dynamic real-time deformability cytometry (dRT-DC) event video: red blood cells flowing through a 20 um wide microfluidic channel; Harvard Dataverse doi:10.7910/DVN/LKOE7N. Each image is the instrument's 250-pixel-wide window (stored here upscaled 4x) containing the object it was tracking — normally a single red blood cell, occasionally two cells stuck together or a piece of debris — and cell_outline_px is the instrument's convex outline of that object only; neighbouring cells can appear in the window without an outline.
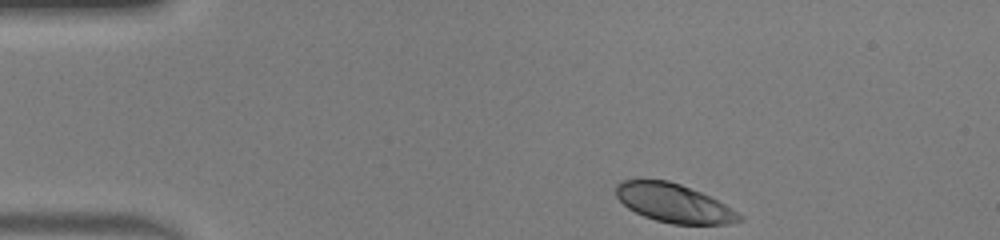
{"species": "human", "species_latin": "Homo sapiens", "temperature_condition": "warm", "stored_images_in_passage": 40, "camera_frame_rate_fps": 3000, "um_per_image_px": 0.085, "donor": {"sex": "male"}, "frame": {"image": 1, "passage_image": 1, "time_ms": 0.0, "image_size_px": [1000, 240], "cell_outline_px": [[744, 220], [728, 224], [672, 224], [656, 220], [644, 216], [628, 208], [616, 196], [616, 184], [624, 180], [668, 180], [680, 184], [700, 192], [724, 204], [744, 216]], "centroid_in_image_um": [57.29, 17.27], "position_along_channel_um": 27.7, "area_um2": 27.51}}
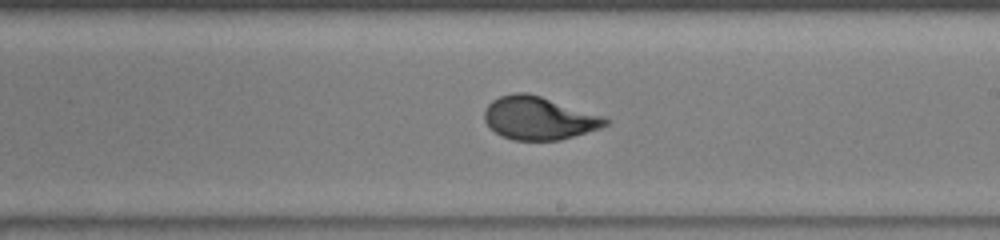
{"frame": {"image": 2, "passage_image": 21, "time_ms": 6.667, "image_size_px": [1000, 240], "cell_outline_px": [[608, 124], [600, 128], [560, 140], [512, 140], [496, 132], [484, 120], [484, 112], [488, 104], [492, 100], [500, 96], [512, 92], [528, 92], [604, 116], [608, 120]], "centroid_in_image_um": [45.79, 10.03], "position_along_channel_um": 243.2, "area_um2": 30.17}}
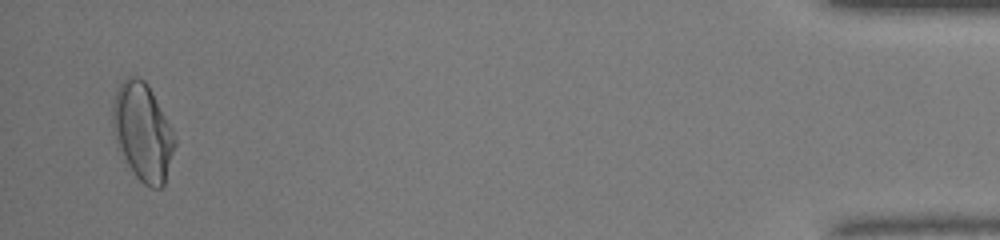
{"frame": {"image": 3, "passage_image": 39, "time_ms": 12.667, "image_size_px": [1000, 240], "cell_outline_px": [[176, 144], [164, 184], [160, 188], [152, 188], [144, 184], [136, 176], [128, 164], [116, 140], [112, 128], [112, 104], [116, 88], [128, 76], [136, 76], [144, 80], [148, 84], [172, 128], [176, 140]], "centroid_in_image_um": [12.13, 11.18], "position_along_channel_um": 423.1, "area_um2": 35.08}, "authors_computed_cell_mechanics": {"area_um2": 30.056, "velocity_mm_per_s": 4.3706, "shape_relaxation_time_tau1_ms": 5.2959, "shape_relaxation_time_tau2_ms": null, "deformation_change_tau1": 0.2316, "deformation_change_tau2": null}}